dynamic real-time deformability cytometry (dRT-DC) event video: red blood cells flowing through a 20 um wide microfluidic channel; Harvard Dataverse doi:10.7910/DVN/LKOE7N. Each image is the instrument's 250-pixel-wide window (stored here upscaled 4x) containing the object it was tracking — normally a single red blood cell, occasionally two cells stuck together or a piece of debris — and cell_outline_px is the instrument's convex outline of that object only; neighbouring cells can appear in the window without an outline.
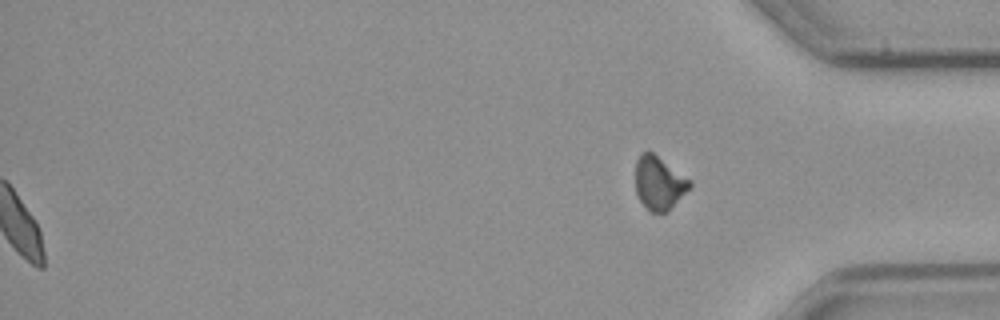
{"species": "common noctule bat (a hibernating species)", "species_latin": "Nyctalus noctula", "temperature_condition": "cold", "stored_images_in_passage": 57, "segment_of_instrument_passage": [2, 2], "camera_frame_rate_fps": 3000, "um_per_image_px": 0.085, "animal": {"sex": "male", "body_mass_g": 23.1, "forearm_length_mm": 52.7}, "frame": {"image": 1, "passage_image": 57, "time_ms": 18.667, "image_size_px": [1000, 320], "cell_outline_px": [[692, 184], [668, 212], [648, 212], [640, 200], [636, 192], [636, 160], [640, 152], [652, 152], [692, 180]], "centroid_in_image_um": [56.01, 15.56], "position_along_channel_um": 379.2, "area_um2": 16.88}}